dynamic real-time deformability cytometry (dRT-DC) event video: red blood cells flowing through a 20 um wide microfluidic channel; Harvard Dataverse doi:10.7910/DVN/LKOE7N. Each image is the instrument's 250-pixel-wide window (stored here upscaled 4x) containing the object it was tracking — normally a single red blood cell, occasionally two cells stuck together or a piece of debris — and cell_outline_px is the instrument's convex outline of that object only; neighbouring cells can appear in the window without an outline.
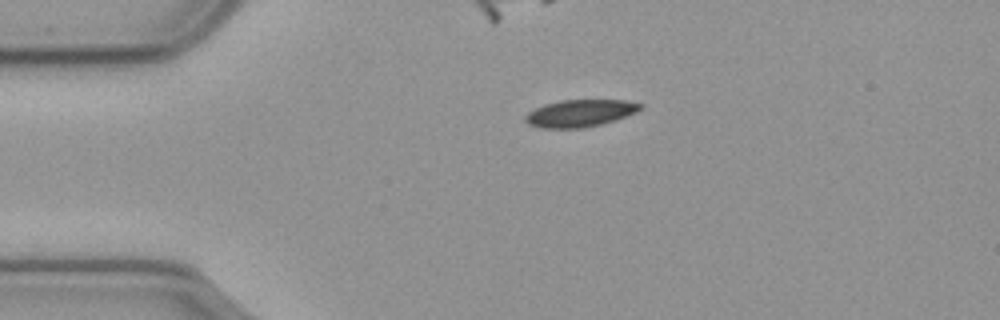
{"species": "common noctule bat (a hibernating species)", "species_latin": "Nyctalus noctula", "temperature_condition": "cold", "stored_images_in_passage": 48, "camera_frame_rate_fps": 3000, "um_per_image_px": 0.085, "animal": {"sex": "male", "body_mass_g": 23.1, "forearm_length_mm": 52.7}, "frame": {"image": 1, "passage_image": 1, "time_ms": 0.0, "image_size_px": [1000, 320], "cell_outline_px": [[644, 108], [636, 112], [616, 120], [584, 128], [540, 128], [528, 124], [524, 120], [524, 116], [528, 112], [544, 104], [560, 100], [624, 100], [644, 104]], "centroid_in_image_um": [49.31, 9.62], "position_along_channel_um": 35.7, "area_um2": 18.38}}
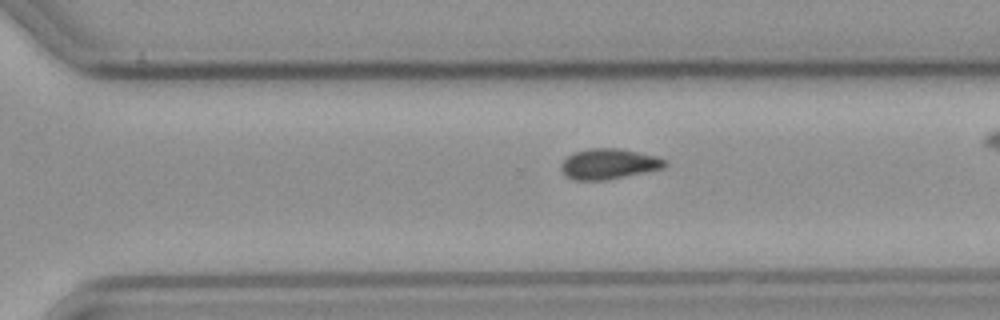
{"frame": {"image": 2, "passage_image": 28, "time_ms": 9.0, "image_size_px": [1000, 320], "cell_outline_px": [[668, 164], [664, 168], [604, 180], [572, 180], [560, 168], [560, 164], [572, 152], [588, 148], [620, 148], [656, 156], [664, 160]], "centroid_in_image_um": [51.72, 13.92], "position_along_channel_um": 318.9, "area_um2": 18.32}}
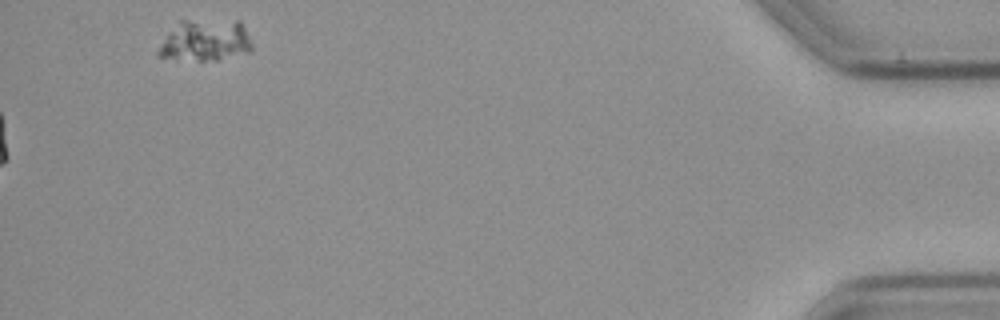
{"frame": {"image": 3, "passage_image": 48, "time_ms": 15.667, "image_size_px": [1000, 320], "cell_outline_px": [[252, 52], [216, 60], [200, 60], [156, 56], [156, 52], [168, 32], [180, 20], [240, 20], [244, 24], [252, 44]], "centroid_in_image_um": [17.5, 3.42], "position_along_channel_um": 417.7, "area_um2": 22.77}}